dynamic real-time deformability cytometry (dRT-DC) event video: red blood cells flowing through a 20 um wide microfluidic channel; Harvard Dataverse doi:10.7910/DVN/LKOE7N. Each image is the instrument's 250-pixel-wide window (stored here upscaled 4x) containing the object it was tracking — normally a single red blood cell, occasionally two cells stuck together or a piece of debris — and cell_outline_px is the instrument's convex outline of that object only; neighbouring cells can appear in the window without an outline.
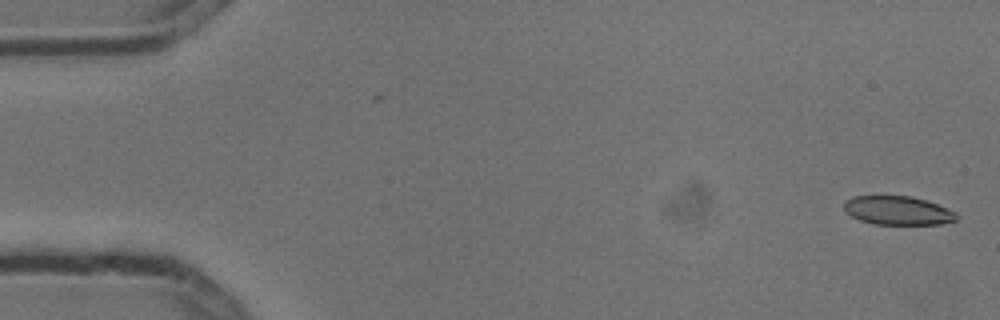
{"species": "common noctule bat (a hibernating species)", "species_latin": "Nyctalus noctula", "temperature_condition": "cold", "stored_images_in_passage": 4, "camera_frame_rate_fps": 3000, "um_per_image_px": 0.085, "animal": {"sex": "male", "body_mass_g": 13.3}, "frame": {"image": 1, "passage_image": 1, "time_ms": 0.0, "image_size_px": [1000, 320], "cell_outline_px": [[956, 220], [940, 224], [876, 224], [860, 220], [852, 216], [844, 208], [844, 200], [852, 196], [912, 196], [936, 204], [956, 212]], "centroid_in_image_um": [76.29, 17.89], "position_along_channel_um": 8.7, "area_um2": 18.61}}
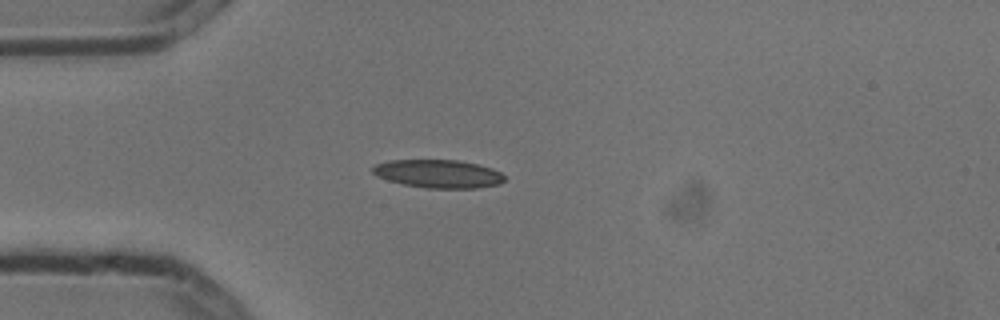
{"frame": {"image": 2, "passage_image": 4, "time_ms": 1.0, "image_size_px": [1000, 320], "cell_outline_px": [[504, 180], [500, 184], [476, 188], [424, 188], [404, 184], [388, 180], [376, 176], [372, 172], [372, 168], [376, 164], [388, 160], [456, 160], [476, 164], [492, 168], [500, 172], [504, 176]], "centroid_in_image_um": [37.24, 14.77], "position_along_channel_um": 47.8, "area_um2": 21.62}}